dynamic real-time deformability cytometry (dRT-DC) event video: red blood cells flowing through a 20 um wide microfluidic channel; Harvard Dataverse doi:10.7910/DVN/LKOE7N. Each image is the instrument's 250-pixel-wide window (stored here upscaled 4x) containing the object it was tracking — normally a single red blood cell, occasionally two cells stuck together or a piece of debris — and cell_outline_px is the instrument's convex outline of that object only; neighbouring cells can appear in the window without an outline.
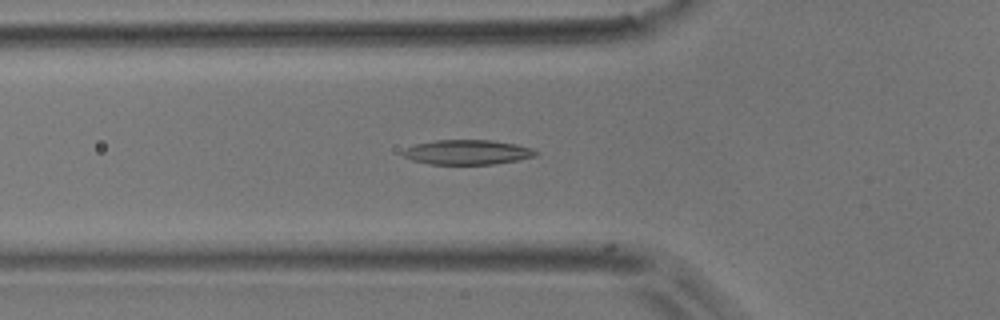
{"species": "common noctule bat (a hibernating species)", "species_latin": "Nyctalus noctula", "temperature_condition": "room temperature", "stored_images_in_passage": 12, "camera_frame_rate_fps": 3000, "um_per_image_px": 0.085, "animal": {"sex": "male", "body_mass_g": 17.9}, "frame": {"image": 1, "passage_image": 11, "time_ms": 3.333, "image_size_px": [1000, 320], "cell_outline_px": [[540, 152], [536, 156], [516, 160], [492, 164], [428, 164], [412, 160], [404, 156], [400, 152], [404, 148], [416, 144], [436, 140], [492, 140], [516, 144], [532, 148]], "centroid_in_image_um": [39.71, 12.93], "position_along_channel_um": 86.1, "area_um2": 19.19}}